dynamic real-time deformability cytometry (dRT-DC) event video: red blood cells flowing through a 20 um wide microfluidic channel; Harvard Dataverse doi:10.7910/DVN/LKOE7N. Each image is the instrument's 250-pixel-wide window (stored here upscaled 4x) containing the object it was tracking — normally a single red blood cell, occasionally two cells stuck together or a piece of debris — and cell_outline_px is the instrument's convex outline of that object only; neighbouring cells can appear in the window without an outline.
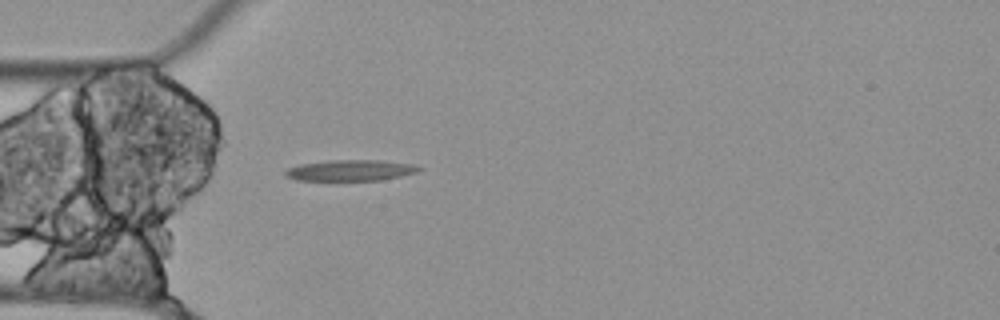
{"species": "Egyptian fruit bat (a non-hibernating species)", "species_latin": "Rousettus aegyptiacus", "temperature_condition": "cold", "stored_images_in_passage": 40, "camera_frame_rate_fps": 3000, "um_per_image_px": 0.085, "animal": {"sex": "female"}, "frame": {"image": 1, "passage_image": 1, "time_ms": 0.0, "image_size_px": [1000, 320], "cell_outline_px": [[424, 168], [416, 172], [400, 176], [380, 180], [296, 180], [284, 176], [284, 172], [288, 168], [300, 164], [328, 160], [380, 160], [416, 164]], "centroid_in_image_um": [29.8, 14.47], "position_along_channel_um": 55.2, "area_um2": 16.42}}
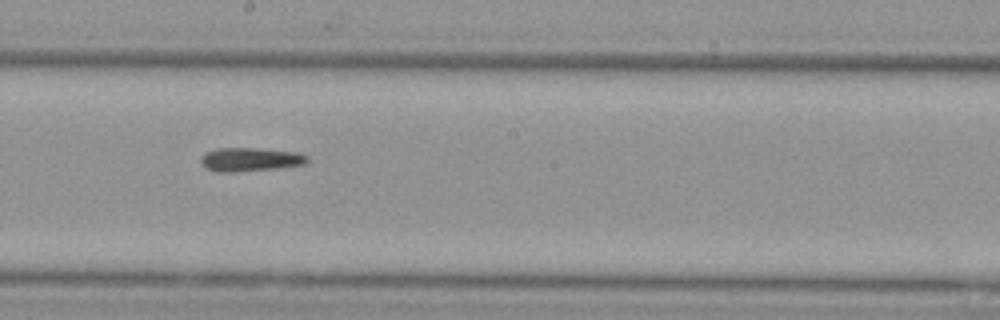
{"frame": {"image": 2, "passage_image": 15, "time_ms": 4.667, "image_size_px": [1000, 320], "cell_outline_px": [[308, 160], [304, 164], [276, 168], [232, 172], [216, 172], [204, 168], [200, 164], [200, 156], [204, 152], [216, 148], [256, 148], [296, 152], [308, 156]], "centroid_in_image_um": [21.17, 13.55], "position_along_channel_um": 227.0, "area_um2": 14.8}}
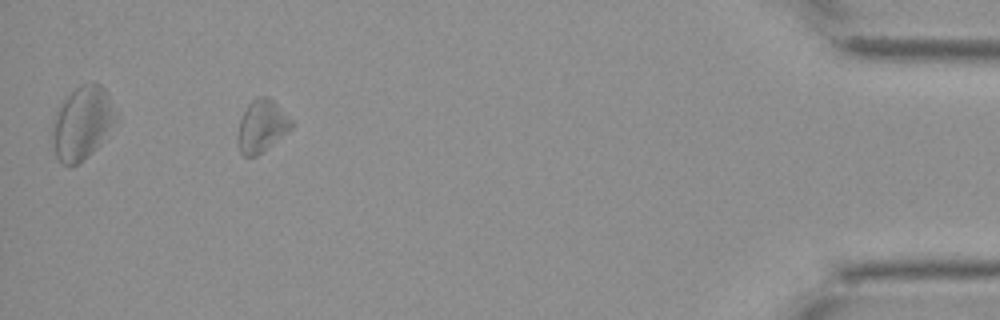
{"frame": {"image": 3, "passage_image": 36, "time_ms": 11.667, "image_size_px": [1000, 320], "cell_outline_px": [[292, 128], [288, 132], [256, 156], [244, 156], [240, 152], [236, 140], [236, 136], [240, 120], [248, 104], [256, 96], [268, 96], [292, 120]], "centroid_in_image_um": [22.22, 10.72], "position_along_channel_um": 413.0, "area_um2": 16.24}}